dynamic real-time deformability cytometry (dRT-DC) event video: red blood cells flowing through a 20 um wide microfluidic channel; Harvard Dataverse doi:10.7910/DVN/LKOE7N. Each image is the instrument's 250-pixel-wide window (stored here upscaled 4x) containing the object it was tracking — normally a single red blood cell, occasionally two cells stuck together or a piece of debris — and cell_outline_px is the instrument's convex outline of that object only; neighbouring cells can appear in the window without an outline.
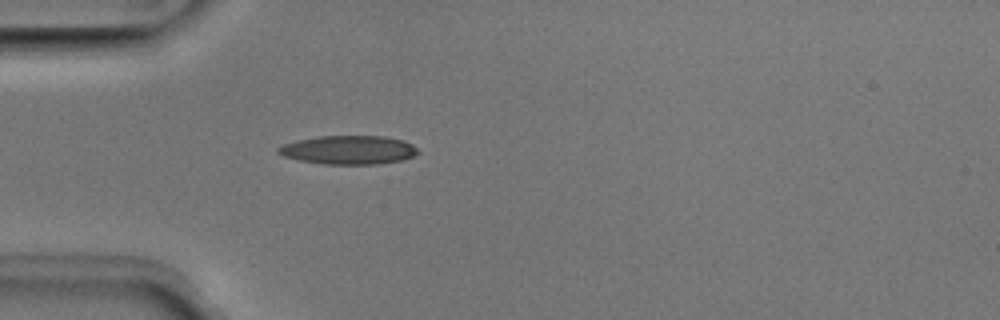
{"species": "Egyptian fruit bat (a non-hibernating species)", "species_latin": "Rousettus aegyptiacus", "temperature_condition": "room temperature", "stored_images_in_passage": 21, "camera_frame_rate_fps": 3000, "um_per_image_px": 0.085, "animal": {"sex": "male"}, "frame": {"image": 1, "passage_image": 5, "time_ms": 1.333, "image_size_px": [1000, 320], "cell_outline_px": [[420, 152], [412, 156], [400, 160], [376, 164], [324, 164], [300, 160], [284, 156], [276, 152], [276, 148], [284, 144], [296, 140], [316, 136], [384, 136], [404, 140], [412, 144]], "centroid_in_image_um": [29.61, 12.73], "position_along_channel_um": 55.4, "area_um2": 23.35}}
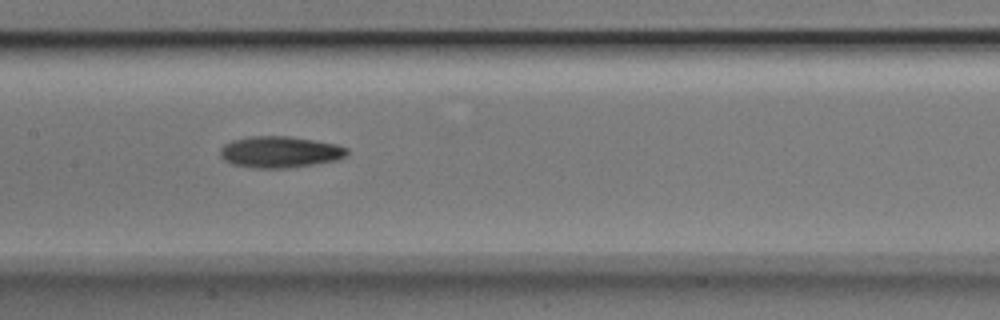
{"frame": {"image": 2, "passage_image": 15, "time_ms": 4.667, "image_size_px": [1000, 320], "cell_outline_px": [[348, 152], [344, 156], [336, 160], [288, 168], [252, 168], [232, 164], [224, 160], [220, 156], [220, 148], [224, 144], [232, 140], [252, 136], [288, 136], [336, 144], [348, 148]], "centroid_in_image_um": [23.75, 12.92], "position_along_channel_um": 183.7, "area_um2": 23.12}}
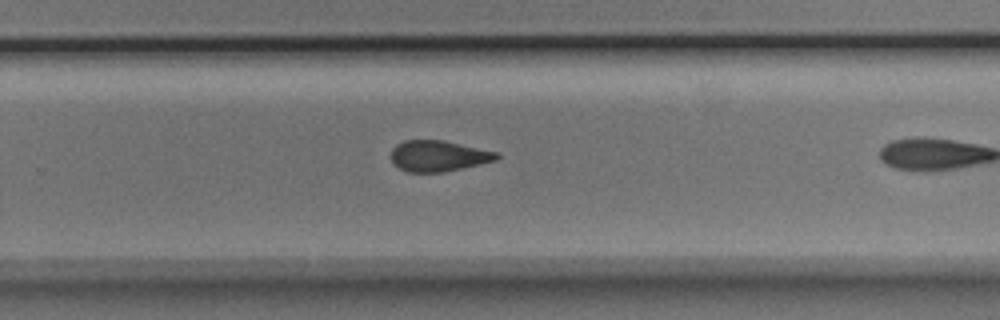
{"frame": {"image": 3, "passage_image": 20, "time_ms": 6.333, "image_size_px": [1000, 320], "cell_outline_px": [[500, 156], [496, 160], [444, 172], [408, 172], [392, 164], [392, 148], [396, 144], [404, 140], [444, 140], [500, 152]], "centroid_in_image_um": [37.27, 13.24], "position_along_channel_um": 292.5, "area_um2": 19.13}}